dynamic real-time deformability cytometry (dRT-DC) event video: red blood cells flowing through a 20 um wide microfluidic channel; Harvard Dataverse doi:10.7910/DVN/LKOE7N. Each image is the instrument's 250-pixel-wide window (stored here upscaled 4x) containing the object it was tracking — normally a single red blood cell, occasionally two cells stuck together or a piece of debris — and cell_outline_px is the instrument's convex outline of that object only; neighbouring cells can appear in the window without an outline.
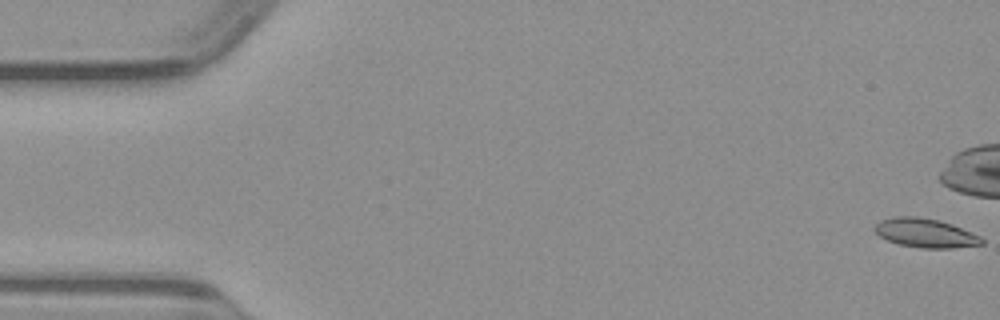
{"species": "common noctule bat (a hibernating species)", "species_latin": "Nyctalus noctula", "temperature_condition": "warm", "stored_images_in_passage": 40, "camera_frame_rate_fps": 3000, "um_per_image_px": 0.085, "animal": {"sex": "male", "body_mass_g": 23.1, "forearm_length_mm": 52.7}, "frame": {"image": 1, "passage_image": 1, "time_ms": 0.0, "image_size_px": [1000, 320], "cell_outline_px": [[984, 244], [952, 248], [920, 248], [900, 244], [888, 240], [880, 236], [872, 228], [880, 220], [892, 216], [916, 216], [936, 220], [952, 224], [980, 236], [984, 240]], "centroid_in_image_um": [78.64, 19.8], "position_along_channel_um": 6.4, "area_um2": 18.03}}
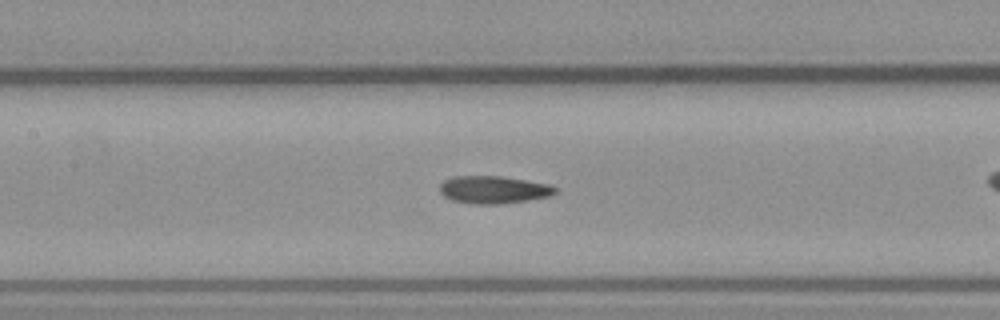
{"frame": {"image": 2, "passage_image": 23, "time_ms": 7.333, "image_size_px": [1000, 320], "cell_outline_px": [[556, 192], [548, 196], [528, 200], [500, 204], [472, 204], [452, 200], [444, 196], [440, 192], [440, 184], [444, 180], [456, 176], [500, 176], [548, 184], [556, 188]], "centroid_in_image_um": [41.91, 16.13], "position_along_channel_um": 165.5, "area_um2": 18.38}}
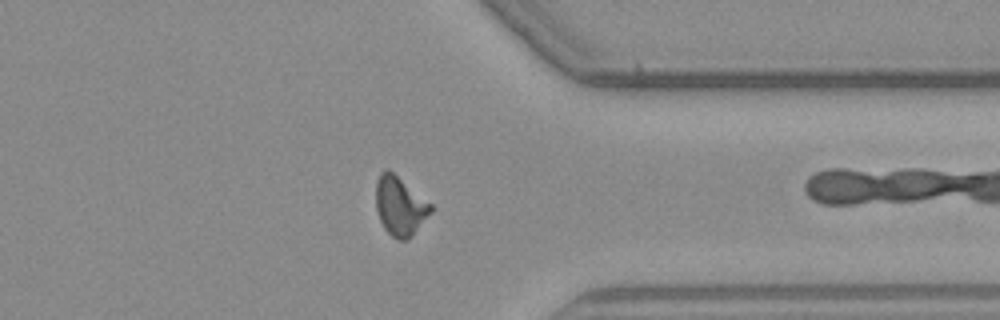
{"frame": {"image": 3, "passage_image": 39, "time_ms": 12.667, "image_size_px": [1000, 320], "cell_outline_px": [[432, 212], [412, 236], [408, 240], [400, 240], [392, 236], [384, 228], [380, 220], [376, 208], [376, 180], [380, 172], [388, 168], [432, 204]], "centroid_in_image_um": [33.99, 17.51], "position_along_channel_um": 377.4, "area_um2": 18.9}}